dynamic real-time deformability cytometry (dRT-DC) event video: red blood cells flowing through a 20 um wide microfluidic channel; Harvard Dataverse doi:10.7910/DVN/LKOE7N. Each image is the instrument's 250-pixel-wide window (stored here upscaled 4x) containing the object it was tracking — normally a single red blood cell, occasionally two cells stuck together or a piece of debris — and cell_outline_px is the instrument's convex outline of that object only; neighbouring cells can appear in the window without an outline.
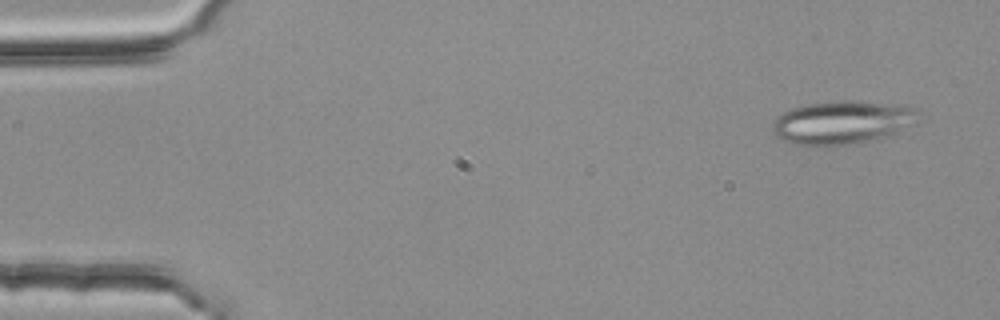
{"species": "common noctule bat (a hibernating species)", "species_latin": "Nyctalus noctula", "temperature_condition": "room temperature", "stored_images_in_passage": 4, "camera_frame_rate_fps": 3000, "um_per_image_px": 0.085, "animal": {"sex": "female", "body_mass_g": 25.1}, "frame": {"image": 1, "passage_image": 1, "time_ms": 0.0, "image_size_px": [1000, 320], "cell_outline_px": [[920, 124], [888, 136], [844, 144], [816, 148], [796, 144], [784, 140], [776, 136], [772, 132], [772, 128], [776, 120], [784, 112], [792, 108], [808, 104], [840, 100], [844, 100], [912, 104], [916, 108]], "centroid_in_image_um": [71.7, 10.4], "position_along_channel_um": 13.3, "area_um2": 37.45}}